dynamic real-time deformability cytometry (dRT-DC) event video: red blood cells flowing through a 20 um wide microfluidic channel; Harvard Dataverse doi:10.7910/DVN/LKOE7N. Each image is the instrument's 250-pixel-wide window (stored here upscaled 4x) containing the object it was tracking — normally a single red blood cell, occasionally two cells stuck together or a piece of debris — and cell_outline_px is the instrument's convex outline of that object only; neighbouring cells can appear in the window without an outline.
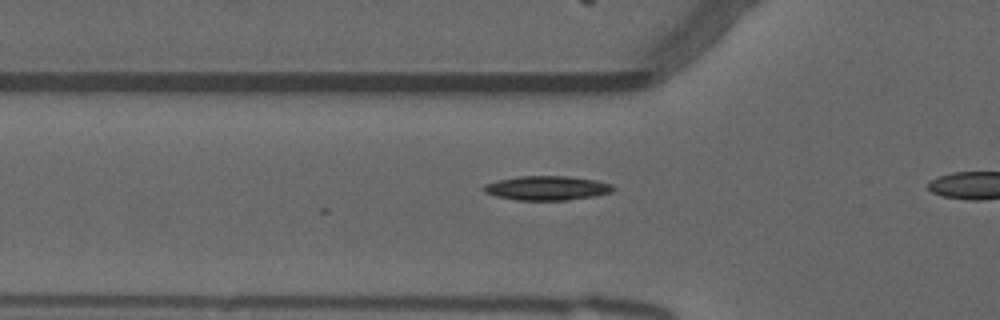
{"species": "common noctule bat (a hibernating species)", "species_latin": "Nyctalus noctula", "temperature_condition": "warm", "stored_images_in_passage": 18, "camera_frame_rate_fps": 3000, "um_per_image_px": 0.085, "animal": {"sex": "male", "forearm_length_mm": 52.5}, "frame": {"image": 1, "passage_image": 13, "time_ms": 4.0, "image_size_px": [1000, 320], "cell_outline_px": [[616, 188], [612, 192], [596, 196], [568, 200], [516, 200], [496, 196], [484, 192], [480, 188], [484, 184], [516, 176], [568, 176], [596, 180], [612, 184]], "centroid_in_image_um": [46.5, 15.98], "position_along_channel_um": 79.3, "area_um2": 18.5}}